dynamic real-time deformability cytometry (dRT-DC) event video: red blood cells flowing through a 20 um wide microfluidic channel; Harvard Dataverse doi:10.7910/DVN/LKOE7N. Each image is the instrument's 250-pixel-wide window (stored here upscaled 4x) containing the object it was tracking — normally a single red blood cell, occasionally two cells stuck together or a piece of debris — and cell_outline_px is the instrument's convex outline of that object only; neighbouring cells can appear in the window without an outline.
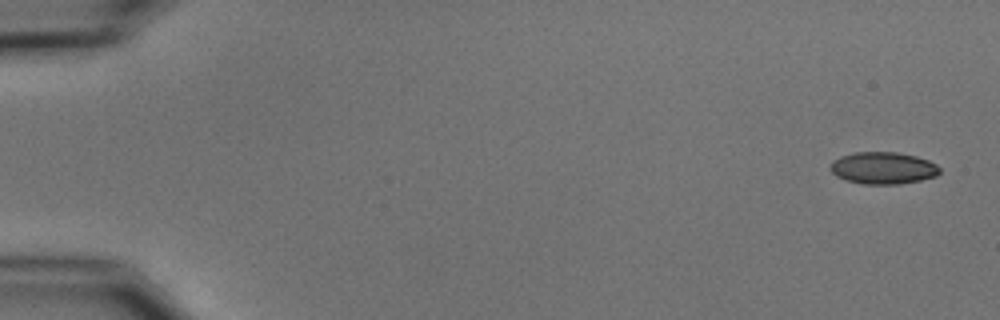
{"species": "common noctule bat (a hibernating species)", "species_latin": "Nyctalus noctula", "temperature_condition": "cold", "stored_images_in_passage": 6, "camera_frame_rate_fps": 3000, "um_per_image_px": 0.085, "animal": {"sex": "male", "body_mass_g": 15.6}, "frame": {"image": 1, "passage_image": 1, "time_ms": 0.0, "image_size_px": [1000, 320], "cell_outline_px": [[940, 172], [936, 176], [920, 180], [900, 184], [864, 184], [844, 180], [836, 176], [828, 168], [832, 160], [840, 156], [856, 152], [896, 152], [916, 156], [928, 160], [936, 164], [940, 168]], "centroid_in_image_um": [75.03, 14.28], "position_along_channel_um": 10.0, "area_um2": 20.58}}
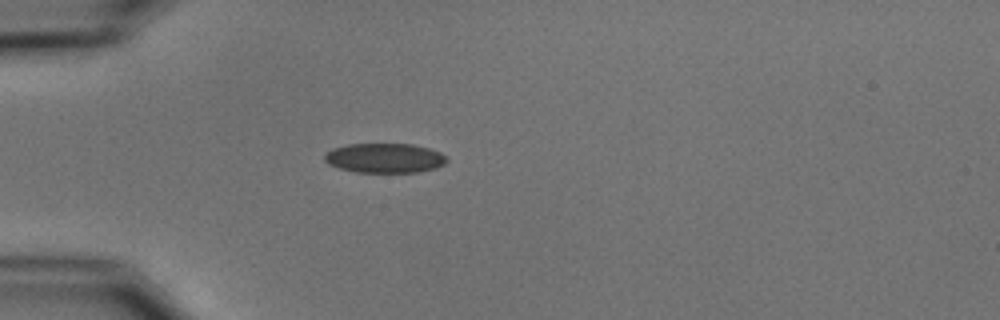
{"frame": {"image": 2, "passage_image": 5, "time_ms": 4.667, "image_size_px": [1000, 320], "cell_outline_px": [[448, 160], [444, 164], [436, 168], [420, 172], [356, 172], [340, 168], [328, 164], [324, 160], [324, 152], [332, 148], [348, 144], [412, 144], [428, 148], [440, 152]], "centroid_in_image_um": [32.67, 13.43], "position_along_channel_um": 52.3, "area_um2": 21.15}}